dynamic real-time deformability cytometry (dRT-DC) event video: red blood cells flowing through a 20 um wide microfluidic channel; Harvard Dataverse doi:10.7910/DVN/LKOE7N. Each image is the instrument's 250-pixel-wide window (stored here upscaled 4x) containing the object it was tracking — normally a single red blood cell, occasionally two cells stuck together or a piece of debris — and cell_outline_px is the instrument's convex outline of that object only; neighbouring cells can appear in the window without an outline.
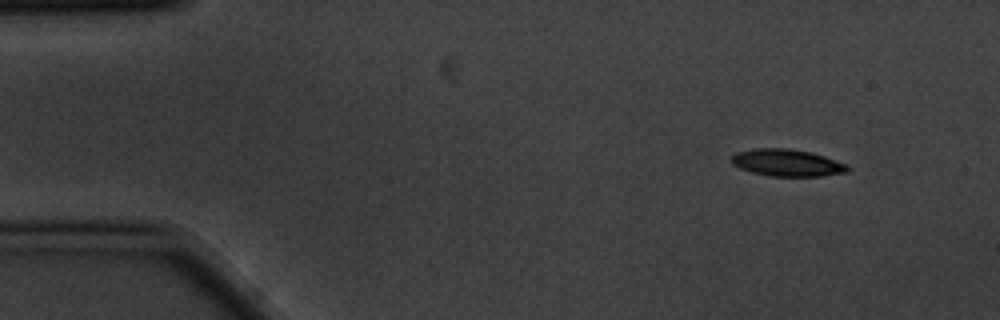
{"species": "common noctule bat (a hibernating species)", "species_latin": "Nyctalus noctula", "temperature_condition": "cold", "stored_images_in_passage": 3, "camera_frame_rate_fps": 3000, "um_per_image_px": 0.085, "animal": {"sex": "male", "body_mass_g": 20.1, "forearm_length_mm": 53.5}, "frame": {"image": 1, "passage_image": 1, "time_ms": 0.0, "image_size_px": [1000, 320], "cell_outline_px": [[848, 172], [820, 176], [772, 176], [752, 172], [740, 168], [732, 164], [732, 156], [736, 152], [752, 148], [788, 148], [808, 152], [824, 156], [848, 164]], "centroid_in_image_um": [66.89, 13.83], "position_along_channel_um": 18.1, "area_um2": 18.21}}
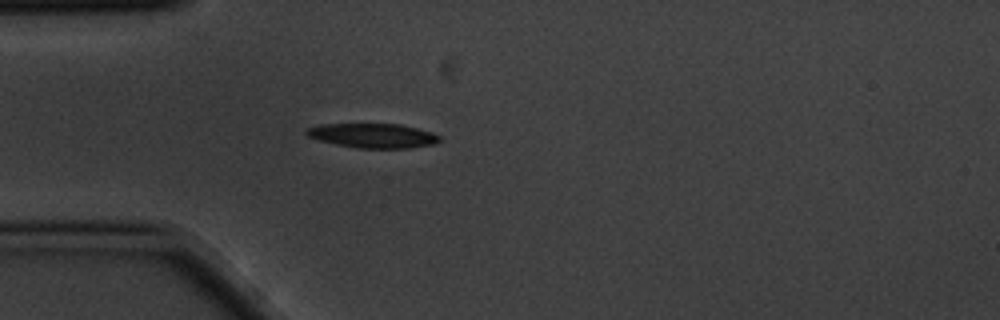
{"frame": {"image": 2, "passage_image": 3, "time_ms": 0.667, "image_size_px": [1000, 320], "cell_outline_px": [[440, 140], [432, 144], [408, 148], [360, 148], [336, 144], [320, 140], [308, 136], [304, 132], [308, 128], [320, 124], [400, 124], [432, 132], [440, 136]], "centroid_in_image_um": [31.7, 11.52], "position_along_channel_um": 53.3, "area_um2": 18.73}}